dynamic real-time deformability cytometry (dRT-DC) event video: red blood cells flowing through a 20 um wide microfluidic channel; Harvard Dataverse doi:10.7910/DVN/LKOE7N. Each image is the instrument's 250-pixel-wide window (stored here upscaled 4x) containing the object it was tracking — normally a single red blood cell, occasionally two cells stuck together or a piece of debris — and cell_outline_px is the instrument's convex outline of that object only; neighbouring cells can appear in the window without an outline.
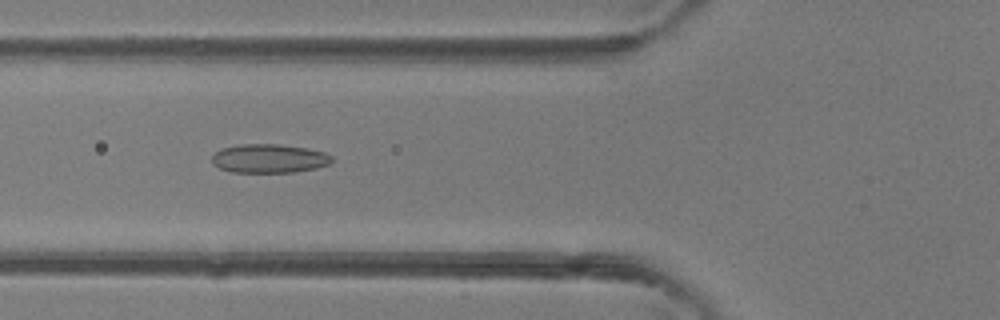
{"species": "common noctule bat (a hibernating species)", "species_latin": "Nyctalus noctula", "temperature_condition": "room temperature", "stored_images_in_passage": 47, "camera_frame_rate_fps": 3000, "um_per_image_px": 0.085, "animal": {"sex": "female"}, "frame": {"image": 1, "passage_image": 18, "time_ms": 5.667, "image_size_px": [1000, 320], "cell_outline_px": [[332, 164], [316, 168], [296, 172], [232, 172], [220, 168], [212, 164], [212, 156], [216, 152], [224, 148], [240, 144], [280, 144], [308, 148], [324, 152], [332, 156]], "centroid_in_image_um": [22.91, 13.47], "position_along_channel_um": 102.9, "area_um2": 20.23}}
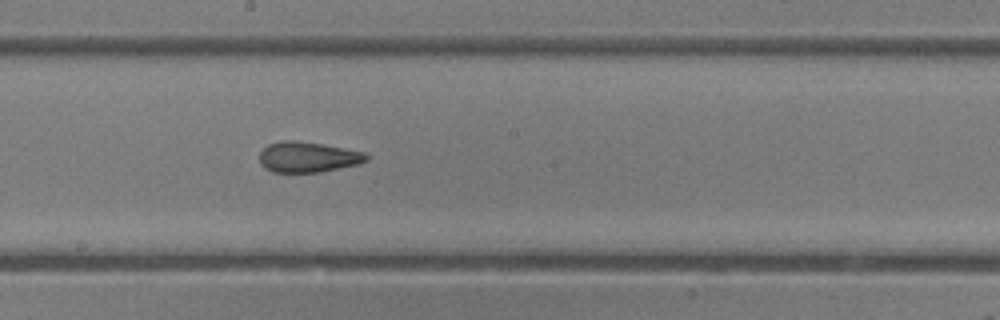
{"frame": {"image": 2, "passage_image": 26, "time_ms": 8.333, "image_size_px": [1000, 320], "cell_outline_px": [[368, 160], [360, 164], [320, 172], [272, 172], [264, 168], [260, 164], [260, 152], [268, 144], [284, 140], [292, 140], [320, 144], [364, 152], [368, 156]], "centroid_in_image_um": [26.15, 13.36], "position_along_channel_um": 222.0, "area_um2": 18.9}}
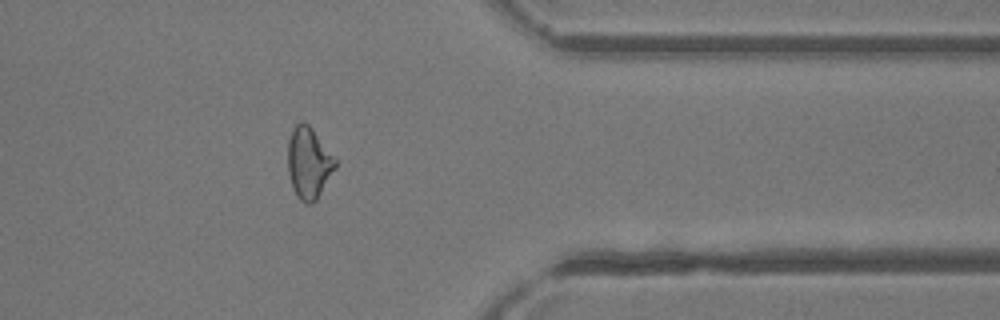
{"frame": {"image": 3, "passage_image": 38, "time_ms": 12.333, "image_size_px": [1000, 320], "cell_outline_px": [[336, 168], [316, 200], [312, 204], [304, 204], [296, 196], [288, 172], [288, 140], [292, 128], [300, 120], [308, 124], [312, 128], [336, 160]], "centroid_in_image_um": [26.23, 13.85], "position_along_channel_um": 385.2, "area_um2": 19.71}, "authors_computed_cell_mechanics": {"area_um2": 20.3456, "velocity_mm_per_s": 4.4511, "shape_relaxation_time_tau1_ms": null, "shape_relaxation_time_tau2_ms": 1.429, "deformation_change_tau1": null, "deformation_change_tau2": 0.0861}}